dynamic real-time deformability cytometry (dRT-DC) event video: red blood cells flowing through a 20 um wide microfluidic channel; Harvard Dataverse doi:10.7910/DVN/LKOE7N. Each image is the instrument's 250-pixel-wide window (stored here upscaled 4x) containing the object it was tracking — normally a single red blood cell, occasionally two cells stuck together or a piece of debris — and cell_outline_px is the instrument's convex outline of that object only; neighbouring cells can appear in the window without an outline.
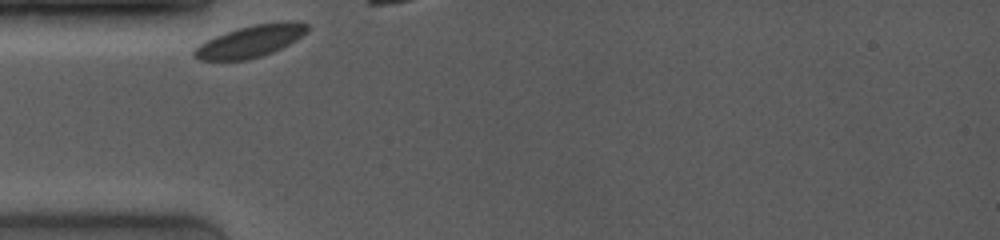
{"species": "common noctule bat (a hibernating species)", "species_latin": "Nyctalus noctula", "temperature_condition": "room temperature", "stored_images_in_passage": 6, "camera_frame_rate_fps": 4000, "um_per_image_px": 0.085, "animal": {"sex": "female", "body_mass_g": 19.0, "forearm_length_mm": 53.3}, "frame": {"image": 1, "passage_image": 1, "time_ms": 0.0, "image_size_px": [1000, 240], "cell_outline_px": [[308, 32], [288, 44], [272, 52], [260, 56], [244, 60], [200, 60], [192, 56], [192, 52], [200, 44], [216, 36], [252, 24], [280, 20], [296, 20], [308, 24]], "centroid_in_image_um": [21.34, 3.47], "position_along_channel_um": 63.7, "area_um2": 20.98}}